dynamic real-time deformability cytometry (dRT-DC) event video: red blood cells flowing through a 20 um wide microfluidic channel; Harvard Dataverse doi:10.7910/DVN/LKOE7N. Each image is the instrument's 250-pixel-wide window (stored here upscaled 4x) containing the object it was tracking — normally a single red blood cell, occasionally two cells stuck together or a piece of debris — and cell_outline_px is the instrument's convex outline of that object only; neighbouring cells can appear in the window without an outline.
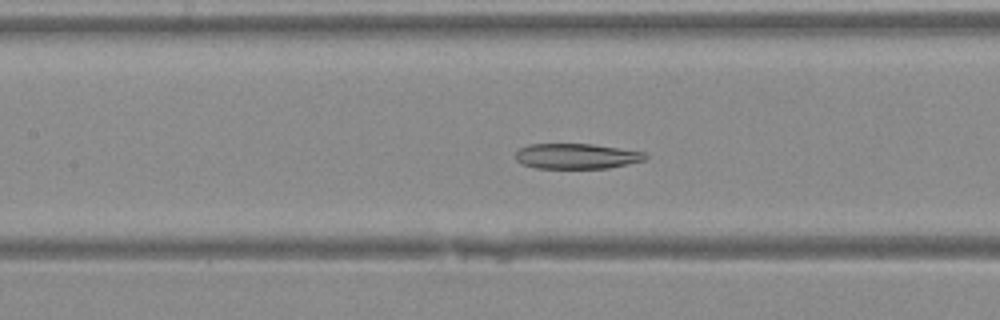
{"species": "Egyptian fruit bat (a non-hibernating species)", "species_latin": "Rousettus aegyptiacus", "temperature_condition": "warm", "stored_images_in_passage": 44, "camera_frame_rate_fps": 3000, "um_per_image_px": 0.085, "animal": {"sex": "female"}, "frame": {"image": 1, "passage_image": 21, "time_ms": 6.667, "image_size_px": [1000, 320], "cell_outline_px": [[648, 156], [644, 160], [628, 164], [608, 168], [536, 168], [524, 164], [516, 160], [516, 152], [520, 148], [528, 144], [592, 144], [644, 152]], "centroid_in_image_um": [49.0, 13.27], "position_along_channel_um": 158.4, "area_um2": 19.02}}
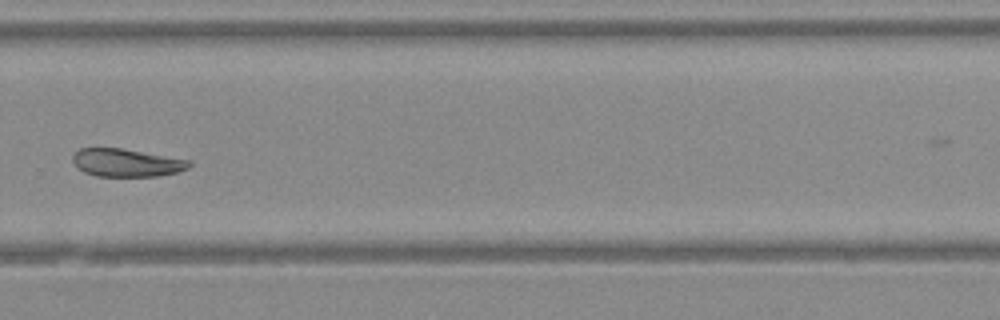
{"frame": {"image": 2, "passage_image": 31, "time_ms": 10.0, "image_size_px": [1000, 320], "cell_outline_px": [[192, 164], [188, 168], [176, 172], [156, 176], [96, 176], [84, 172], [76, 168], [72, 160], [72, 156], [80, 148], [120, 148], [192, 160]], "centroid_in_image_um": [10.74, 13.83], "position_along_channel_um": 319.1, "area_um2": 18.96}}
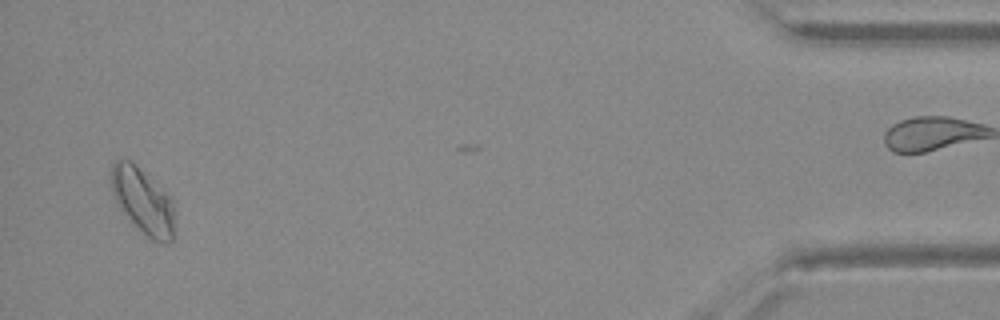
{"frame": {"image": 3, "passage_image": 42, "time_ms": 13.667, "image_size_px": [1000, 320], "cell_outline_px": [[172, 240], [152, 240], [120, 208], [112, 192], [112, 164], [116, 160], [132, 160], [172, 200]], "centroid_in_image_um": [12.1, 17.01], "position_along_channel_um": 423.1, "area_um2": 22.83}}